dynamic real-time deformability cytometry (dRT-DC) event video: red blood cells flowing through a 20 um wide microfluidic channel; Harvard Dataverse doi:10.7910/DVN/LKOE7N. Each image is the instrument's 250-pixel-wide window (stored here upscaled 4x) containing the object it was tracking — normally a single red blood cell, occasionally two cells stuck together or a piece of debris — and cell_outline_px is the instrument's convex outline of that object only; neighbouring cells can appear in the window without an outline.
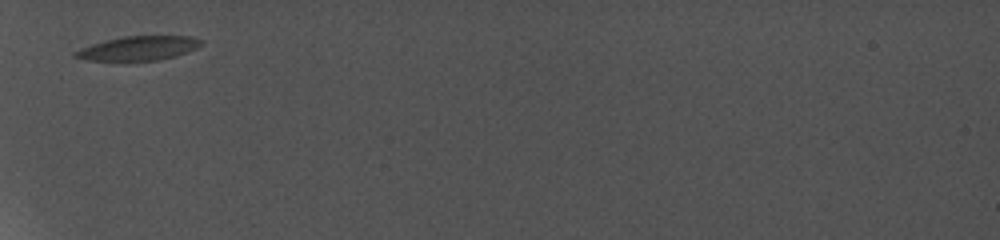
{"species": "common noctule bat (a hibernating species)", "species_latin": "Nyctalus noctula", "temperature_condition": "cold", "stored_images_in_passage": 6, "camera_frame_rate_fps": 5000, "um_per_image_px": 0.085, "animal": {"sex": "female", "body_mass_g": 19.0, "forearm_length_mm": 56.7}, "frame": {"image": 1, "passage_image": 1, "time_ms": 0.0, "image_size_px": [1000, 240], "cell_outline_px": [[204, 44], [196, 48], [176, 56], [160, 60], [124, 64], [84, 60], [72, 56], [72, 52], [92, 44], [104, 40], [124, 36], [192, 36], [200, 40]], "centroid_in_image_um": [11.68, 4.16], "position_along_channel_um": 73.3, "area_um2": 18.79}}